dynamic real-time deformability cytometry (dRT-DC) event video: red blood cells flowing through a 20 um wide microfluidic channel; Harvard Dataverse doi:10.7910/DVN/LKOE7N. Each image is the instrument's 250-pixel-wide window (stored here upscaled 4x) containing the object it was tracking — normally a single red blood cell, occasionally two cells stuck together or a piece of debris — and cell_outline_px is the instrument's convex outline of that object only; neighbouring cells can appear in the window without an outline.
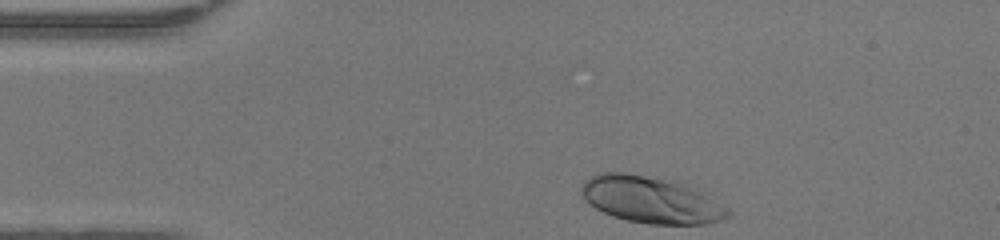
{"species": "human", "species_latin": "Homo sapiens", "temperature_condition": "warm", "stored_images_in_passage": 31, "camera_frame_rate_fps": 3000, "um_per_image_px": 0.085, "donor": {"sex": "female"}, "frame": {"image": 1, "passage_image": 1, "time_ms": 0.0, "image_size_px": [1000, 240], "cell_outline_px": [[732, 216], [720, 220], [704, 224], [648, 224], [628, 220], [612, 216], [596, 208], [584, 200], [580, 192], [580, 188], [584, 180], [600, 172], [624, 172], [680, 180], [728, 208], [732, 212]], "centroid_in_image_um": [55.32, 16.96], "position_along_channel_um": 29.7, "area_um2": 40.29}}
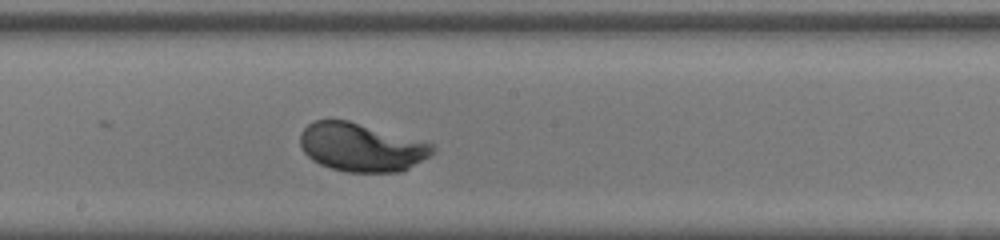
{"frame": {"image": 2, "passage_image": 18, "time_ms": 5.667, "image_size_px": [1000, 240], "cell_outline_px": [[436, 152], [408, 168], [400, 172], [348, 172], [332, 168], [320, 164], [312, 160], [304, 152], [300, 144], [300, 132], [308, 124], [316, 120], [348, 120], [432, 144], [436, 148]], "centroid_in_image_um": [30.69, 12.52], "position_along_channel_um": 217.5, "area_um2": 36.99}}
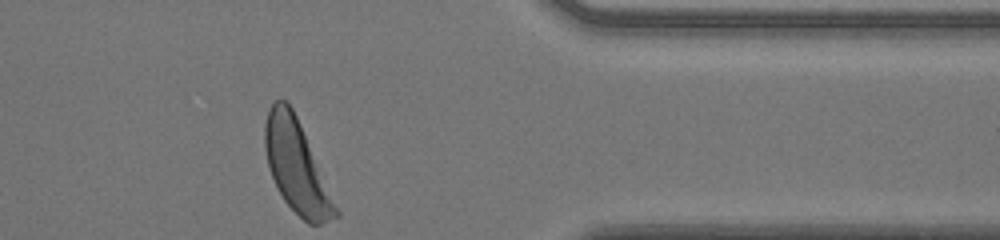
{"frame": {"image": 3, "passage_image": 31, "time_ms": 10.0, "image_size_px": [1000, 240], "cell_outline_px": [[340, 216], [320, 224], [308, 224], [284, 200], [276, 188], [268, 164], [264, 148], [264, 124], [268, 108], [276, 100], [284, 100], [292, 108], [296, 116], [340, 212]], "centroid_in_image_um": [25.19, 14.16], "position_along_channel_um": 386.2, "area_um2": 37.34}, "authors_computed_cell_mechanics": {"area_um2": 37.1654, "velocity_mm_per_s": 4.3118, "shape_relaxation_time_tau1_ms": 1.8736, "shape_relaxation_time_tau2_ms": null, "deformation_change_tau1": 0.1609, "deformation_change_tau2": null}}